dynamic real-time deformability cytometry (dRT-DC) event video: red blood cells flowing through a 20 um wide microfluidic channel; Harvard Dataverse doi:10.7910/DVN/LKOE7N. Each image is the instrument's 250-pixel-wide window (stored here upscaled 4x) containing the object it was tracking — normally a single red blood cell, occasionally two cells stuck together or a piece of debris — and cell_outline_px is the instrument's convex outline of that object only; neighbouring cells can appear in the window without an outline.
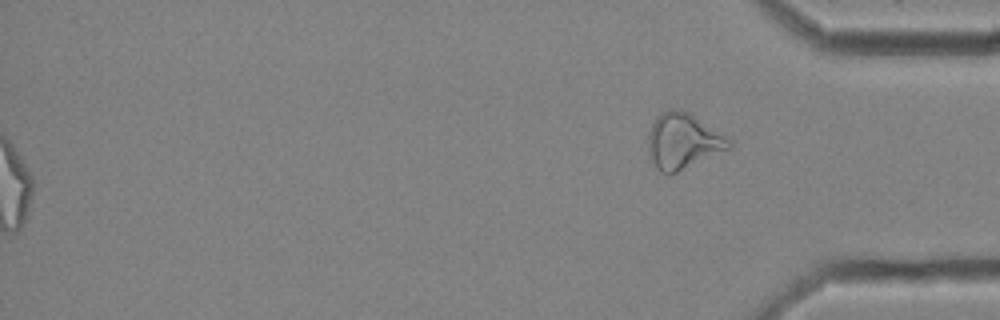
{"species": "common noctule bat (a hibernating species)", "species_latin": "Nyctalus noctula", "temperature_condition": "cold", "stored_images_in_passage": 59, "segment_of_instrument_passage": [2, 2], "camera_frame_rate_fps": 3000, "um_per_image_px": 0.085, "animal": {"sex": "female", "body_mass_g": 25.1}, "frame": {"image": 1, "passage_image": 59, "time_ms": 19.333, "image_size_px": [1000, 320], "cell_outline_px": [[732, 148], [668, 176], [660, 172], [656, 168], [652, 160], [648, 148], [648, 132], [656, 116], [668, 108], [676, 108], [688, 112], [724, 136], [732, 144]], "centroid_in_image_um": [58.01, 12.01], "position_along_channel_um": 377.2, "area_um2": 26.07}}